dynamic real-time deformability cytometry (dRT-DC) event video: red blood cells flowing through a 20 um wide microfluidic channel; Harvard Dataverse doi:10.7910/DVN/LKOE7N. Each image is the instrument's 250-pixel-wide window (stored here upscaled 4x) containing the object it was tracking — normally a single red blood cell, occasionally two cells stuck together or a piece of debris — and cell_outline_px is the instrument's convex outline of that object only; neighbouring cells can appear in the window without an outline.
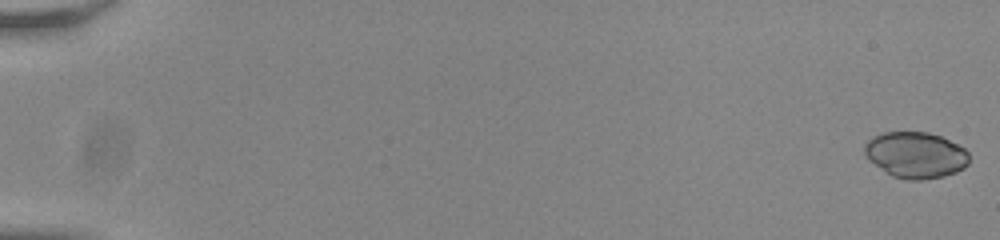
{"species": "common noctule bat (a hibernating species)", "species_latin": "Nyctalus noctula", "temperature_condition": "room temperature", "stored_images_in_passage": 56, "camera_frame_rate_fps": 3000, "um_per_image_px": 0.085, "animal": {"sex": "male", "body_mass_g": 20.0, "forearm_length_mm": 53.3}, "frame": {"image": 1, "passage_image": 1, "time_ms": 0.0, "image_size_px": [1000, 240], "cell_outline_px": [[968, 164], [964, 168], [956, 172], [944, 176], [924, 180], [908, 180], [892, 176], [868, 160], [864, 152], [864, 144], [872, 136], [884, 132], [928, 132], [940, 136], [964, 148], [968, 152]], "centroid_in_image_um": [77.81, 13.18], "position_along_channel_um": 7.2, "area_um2": 28.21}}